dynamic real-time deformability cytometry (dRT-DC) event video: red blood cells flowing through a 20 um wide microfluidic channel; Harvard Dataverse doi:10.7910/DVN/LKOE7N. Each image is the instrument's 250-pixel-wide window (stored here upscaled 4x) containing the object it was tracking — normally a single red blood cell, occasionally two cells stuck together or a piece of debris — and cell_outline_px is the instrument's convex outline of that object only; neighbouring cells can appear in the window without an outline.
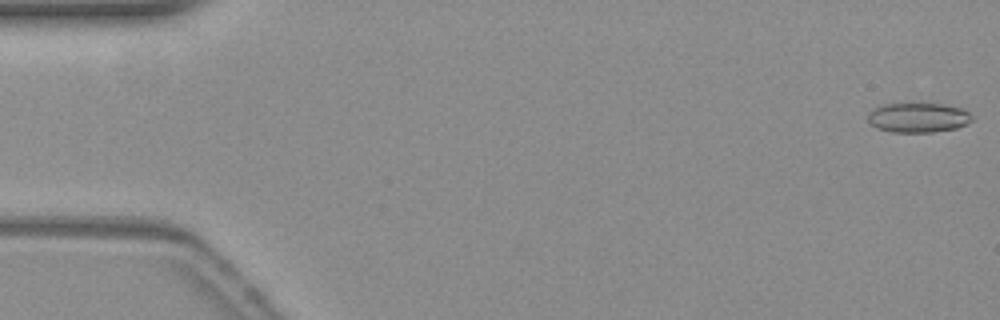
{"species": "common noctule bat (a hibernating species)", "species_latin": "Nyctalus noctula", "temperature_condition": "warm", "stored_images_in_passage": 54, "camera_frame_rate_fps": 3000, "um_per_image_px": 0.085, "animal": {"sex": "female", "body_mass_g": 19.3, "forearm_length_mm": 54.1}, "frame": {"image": 1, "passage_image": 1, "time_ms": 0.0, "image_size_px": [1000, 320], "cell_outline_px": [[972, 120], [956, 128], [932, 132], [892, 132], [880, 128], [872, 124], [868, 120], [868, 116], [872, 108], [880, 104], [944, 104], [960, 108], [968, 112], [972, 116]], "centroid_in_image_um": [78.03, 9.99], "position_along_channel_um": 7.0, "area_um2": 17.74}}
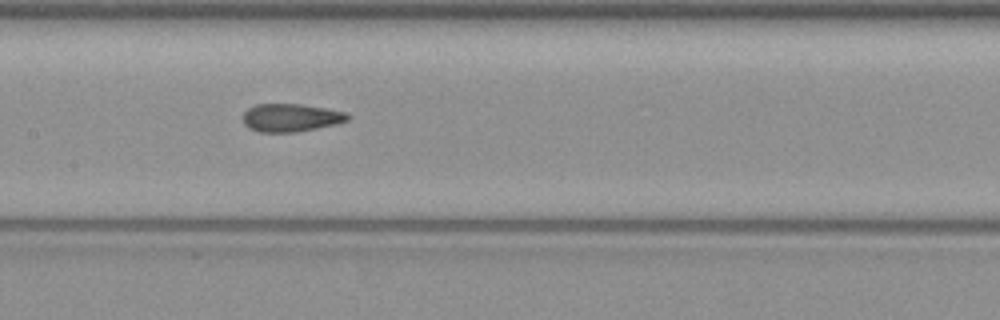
{"frame": {"image": 2, "passage_image": 26, "time_ms": 8.333, "image_size_px": [1000, 320], "cell_outline_px": [[352, 116], [348, 120], [336, 124], [296, 132], [260, 132], [248, 128], [244, 124], [244, 112], [248, 108], [256, 104], [300, 104], [328, 108], [348, 112]], "centroid_in_image_um": [24.76, 9.99], "position_along_channel_um": 182.6, "area_um2": 17.22}}
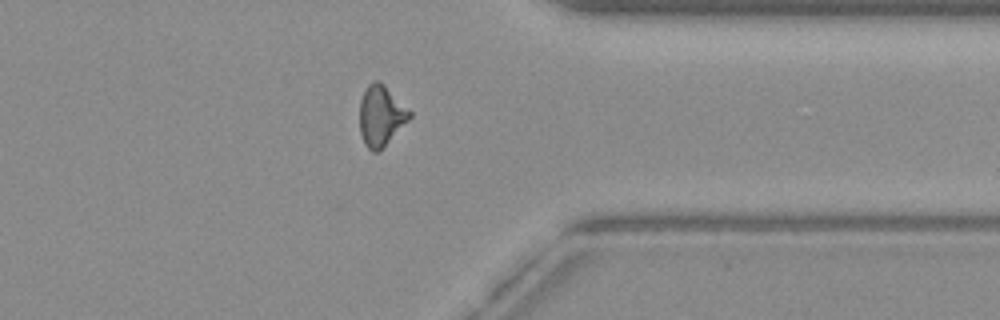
{"frame": {"image": 3, "passage_image": 42, "time_ms": 13.667, "image_size_px": [1000, 320], "cell_outline_px": [[412, 116], [380, 152], [372, 152], [364, 144], [360, 132], [360, 100], [368, 84], [376, 80], [380, 80], [412, 112]], "centroid_in_image_um": [32.39, 9.85], "position_along_channel_um": 379.0, "area_um2": 17.74}, "authors_computed_cell_mechanics": {"area_um2": 17.4267, "velocity_mm_per_s": 3.8501, "shape_relaxation_time_tau1_ms": null, "shape_relaxation_time_tau2_ms": 1.2466, "deformation_change_tau1": null, "deformation_change_tau2": 0.0865}}